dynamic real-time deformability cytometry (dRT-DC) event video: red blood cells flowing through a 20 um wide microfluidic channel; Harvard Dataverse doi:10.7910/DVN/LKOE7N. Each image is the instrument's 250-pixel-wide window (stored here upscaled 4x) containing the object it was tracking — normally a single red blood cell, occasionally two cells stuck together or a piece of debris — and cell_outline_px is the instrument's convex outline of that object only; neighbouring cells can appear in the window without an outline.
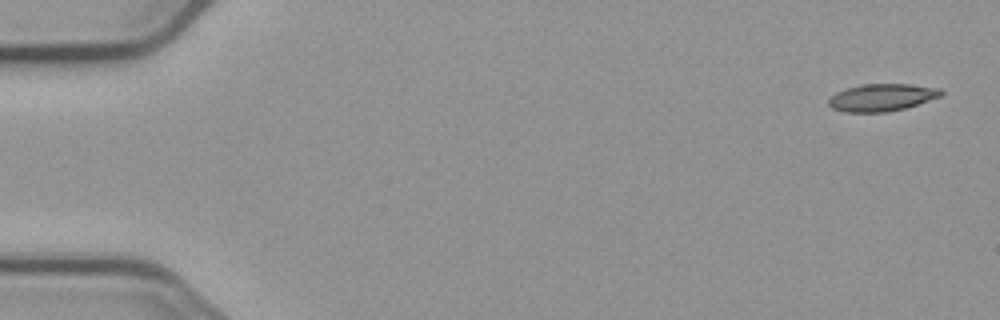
{"species": "common noctule bat (a hibernating species)", "species_latin": "Nyctalus noctula", "temperature_condition": "cold", "stored_images_in_passage": 14, "camera_frame_rate_fps": 3000, "um_per_image_px": 0.085, "animal": {"sex": "male", "body_mass_g": 23.1, "forearm_length_mm": 52.7}, "frame": {"image": 1, "passage_image": 1, "time_ms": 0.0, "image_size_px": [1000, 320], "cell_outline_px": [[944, 92], [940, 96], [904, 108], [884, 112], [844, 112], [832, 108], [828, 104], [828, 100], [836, 92], [848, 88], [864, 84], [912, 84], [940, 88]], "centroid_in_image_um": [74.94, 8.28], "position_along_channel_um": 10.1, "area_um2": 17.69}}
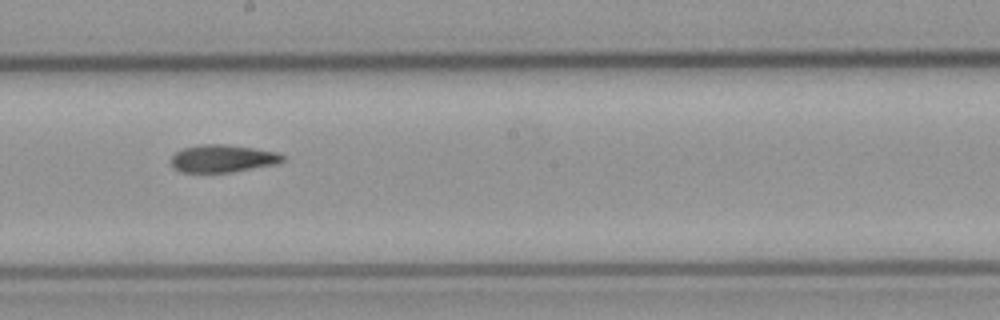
{"frame": {"image": 2, "passage_image": 8, "time_ms": 9.667, "image_size_px": [1000, 320], "cell_outline_px": [[284, 160], [276, 164], [228, 172], [180, 172], [172, 164], [172, 156], [176, 152], [184, 148], [200, 144], [224, 144], [252, 148], [276, 152], [284, 156]], "centroid_in_image_um": [18.92, 13.47], "position_along_channel_um": 229.3, "area_um2": 17.57}}
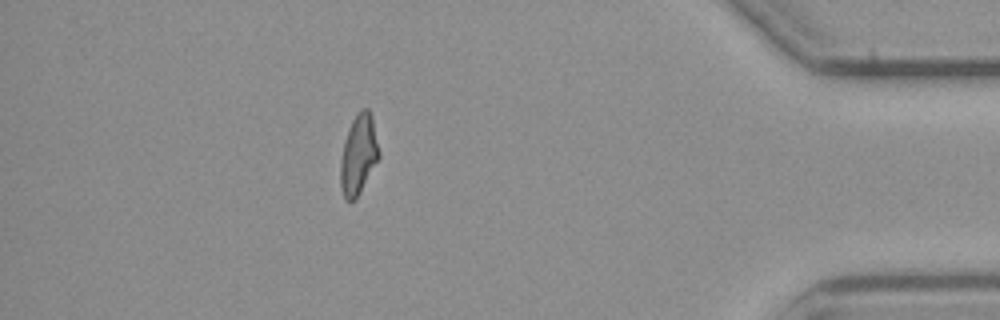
{"frame": {"image": 3, "passage_image": 13, "time_ms": 15.667, "image_size_px": [1000, 320], "cell_outline_px": [[380, 156], [356, 200], [348, 200], [344, 196], [340, 188], [340, 160], [344, 140], [348, 128], [356, 112], [360, 108], [368, 108], [372, 116], [380, 152]], "centroid_in_image_um": [30.47, 13.11], "position_along_channel_um": 404.7, "area_um2": 18.15}}